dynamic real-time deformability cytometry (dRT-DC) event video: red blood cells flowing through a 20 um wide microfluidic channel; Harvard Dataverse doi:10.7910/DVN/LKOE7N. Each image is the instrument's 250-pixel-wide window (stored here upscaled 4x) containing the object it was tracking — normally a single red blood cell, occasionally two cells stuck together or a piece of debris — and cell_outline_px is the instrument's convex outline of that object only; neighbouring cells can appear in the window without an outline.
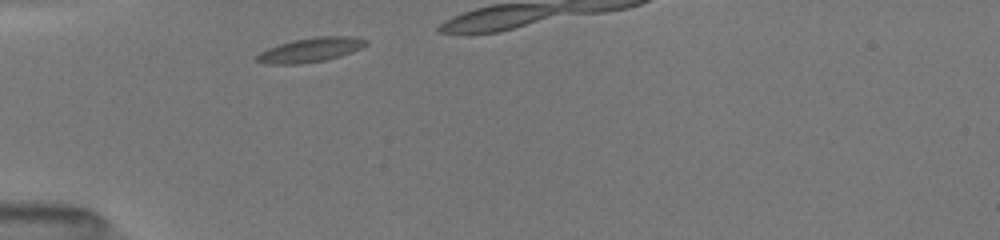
{"species": "common noctule bat (a hibernating species)", "species_latin": "Nyctalus noctula", "temperature_condition": "room temperature", "stored_images_in_passage": 10, "camera_frame_rate_fps": 3000, "um_per_image_px": 0.085, "animal": {"sex": "female", "body_mass_g": 19.5, "forearm_length_mm": 54.1}, "frame": {"image": 1, "passage_image": 1, "time_ms": 0.0, "image_size_px": [1000, 240], "cell_outline_px": [[368, 44], [352, 52], [340, 56], [324, 60], [300, 64], [268, 64], [256, 60], [256, 56], [260, 52], [268, 48], [292, 40], [316, 36], [356, 36], [368, 40]], "centroid_in_image_um": [26.43, 4.23], "position_along_channel_um": 58.6, "area_um2": 15.49}}
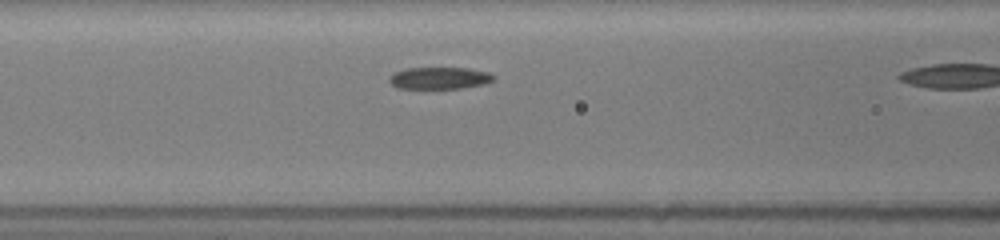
{"frame": {"image": 2, "passage_image": 5, "time_ms": 2.0, "image_size_px": [1000, 240], "cell_outline_px": [[496, 80], [484, 84], [460, 88], [396, 88], [388, 80], [388, 76], [392, 72], [408, 68], [468, 68], [488, 72], [496, 76]], "centroid_in_image_um": [37.35, 6.63], "position_along_channel_um": 129.2, "area_um2": 13.47}}
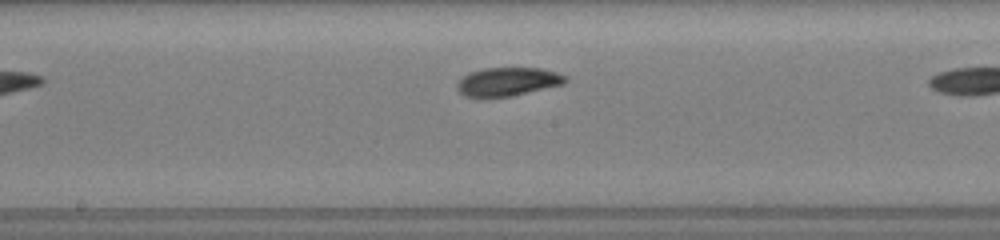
{"frame": {"image": 3, "passage_image": 10, "time_ms": 5.0, "image_size_px": [1000, 240], "cell_outline_px": [[568, 80], [564, 84], [508, 96], [480, 100], [464, 96], [456, 88], [456, 84], [468, 72], [484, 68], [540, 68], [556, 72], [568, 76]], "centroid_in_image_um": [43.1, 6.96], "position_along_channel_um": 205.1, "area_um2": 18.38}}